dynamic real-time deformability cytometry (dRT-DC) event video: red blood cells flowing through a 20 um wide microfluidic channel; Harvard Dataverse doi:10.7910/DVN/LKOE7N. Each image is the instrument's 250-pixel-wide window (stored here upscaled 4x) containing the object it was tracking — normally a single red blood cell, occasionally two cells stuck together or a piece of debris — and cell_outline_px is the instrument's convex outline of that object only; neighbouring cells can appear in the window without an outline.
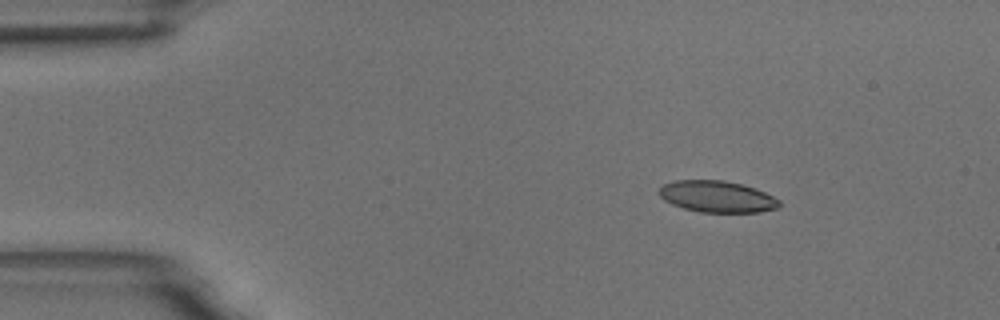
{"species": "common noctule bat (a hibernating species)", "species_latin": "Nyctalus noctula", "temperature_condition": "room temperature", "stored_images_in_passage": 4, "camera_frame_rate_fps": 3000, "um_per_image_px": 0.085, "animal": {"sex": "male", "body_mass_g": 18.8}, "frame": {"image": 1, "passage_image": 1, "time_ms": 0.0, "image_size_px": [1000, 320], "cell_outline_px": [[780, 204], [776, 208], [760, 212], [700, 212], [684, 208], [672, 204], [664, 200], [656, 192], [664, 184], [672, 180], [724, 180], [740, 184], [764, 192], [780, 200]], "centroid_in_image_um": [60.9, 16.71], "position_along_channel_um": 24.1, "area_um2": 21.96}}
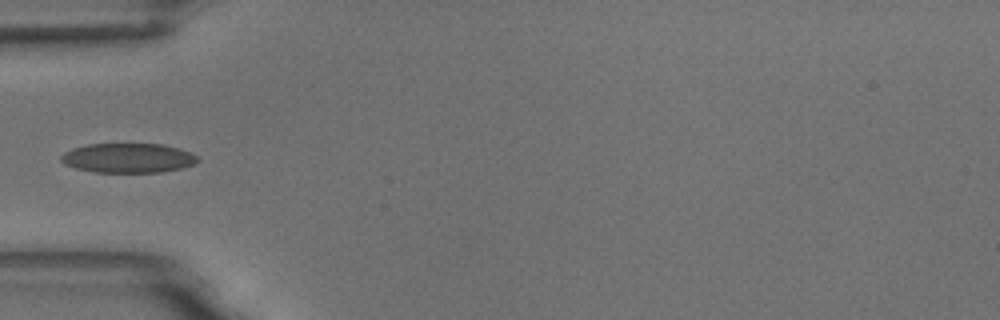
{"frame": {"image": 2, "passage_image": 4, "time_ms": 3.333, "image_size_px": [1000, 320], "cell_outline_px": [[200, 160], [196, 164], [184, 168], [160, 172], [92, 172], [76, 168], [60, 160], [60, 156], [64, 152], [72, 148], [88, 144], [160, 144], [180, 148], [196, 156]], "centroid_in_image_um": [10.91, 13.43], "position_along_channel_um": 74.1, "area_um2": 23.52}}